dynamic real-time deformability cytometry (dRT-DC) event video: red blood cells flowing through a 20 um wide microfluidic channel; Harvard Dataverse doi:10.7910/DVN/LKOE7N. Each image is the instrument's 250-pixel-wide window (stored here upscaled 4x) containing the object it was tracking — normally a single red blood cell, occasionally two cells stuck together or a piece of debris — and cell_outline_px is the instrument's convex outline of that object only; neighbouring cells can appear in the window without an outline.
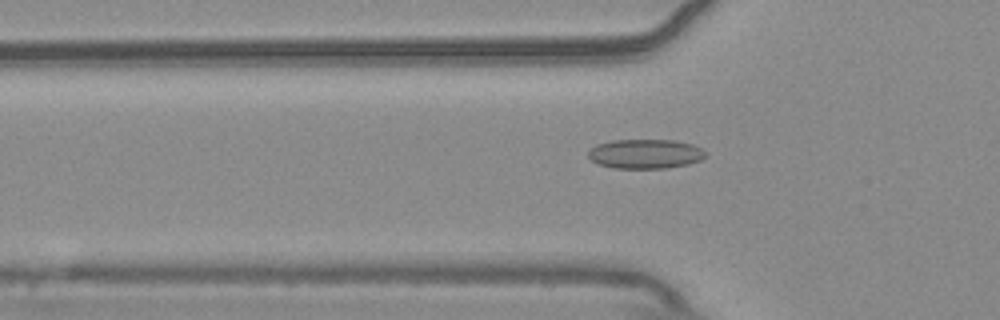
{"species": "common noctule bat (a hibernating species)", "species_latin": "Nyctalus noctula", "temperature_condition": "warm", "stored_images_in_passage": 55, "camera_frame_rate_fps": 3000, "um_per_image_px": 0.085, "animal": {"sex": "male", "body_mass_g": 20.4}, "frame": {"image": 1, "passage_image": 18, "time_ms": 5.667, "image_size_px": [1000, 320], "cell_outline_px": [[708, 152], [700, 160], [688, 164], [664, 168], [612, 168], [600, 164], [592, 160], [588, 156], [588, 152], [596, 144], [612, 140], [672, 140], [692, 144]], "centroid_in_image_um": [54.85, 13.07], "position_along_channel_um": 71.0, "area_um2": 20.0}}
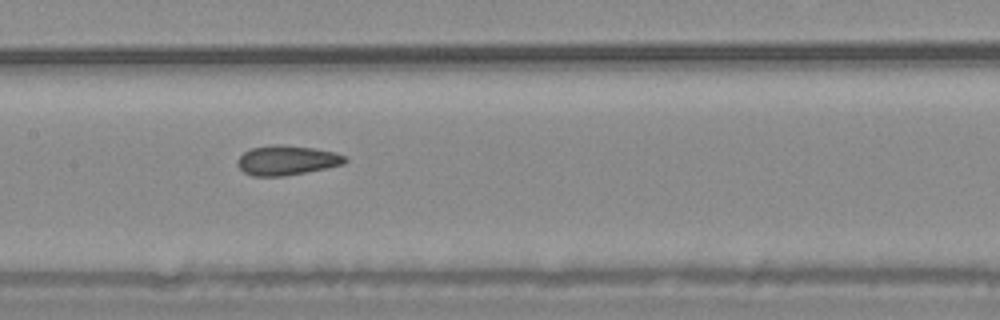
{"frame": {"image": 2, "passage_image": 27, "time_ms": 8.667, "image_size_px": [1000, 320], "cell_outline_px": [[348, 160], [344, 164], [284, 176], [252, 176], [244, 172], [236, 164], [236, 160], [244, 152], [252, 148], [276, 144], [280, 144], [312, 148], [336, 152], [344, 156]], "centroid_in_image_um": [24.35, 13.62], "position_along_channel_um": 183.0, "area_um2": 18.44}}
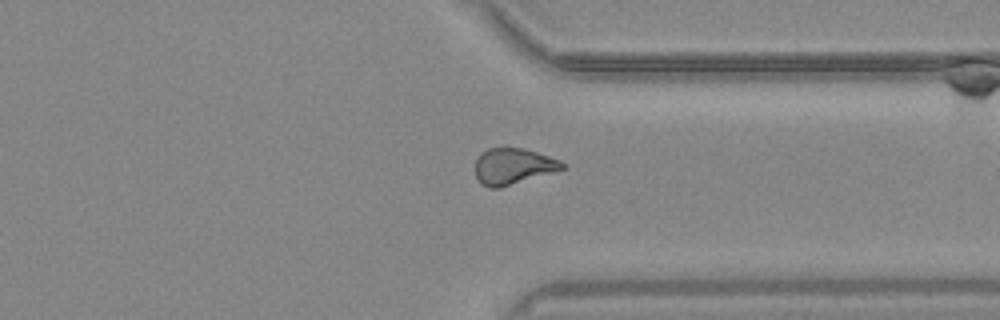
{"frame": {"image": 3, "passage_image": 42, "time_ms": 13.667, "image_size_px": [1000, 320], "cell_outline_px": [[568, 168], [500, 188], [488, 188], [480, 184], [476, 176], [476, 160], [488, 148], [504, 144], [524, 148], [560, 160], [568, 164]], "centroid_in_image_um": [43.65, 14.11], "position_along_channel_um": 367.8, "area_um2": 18.96}, "authors_computed_cell_mechanics": {"area_um2": 18.9006, "velocity_mm_per_s": 3.7069, "shape_relaxation_time_tau1_ms": null, "shape_relaxation_time_tau2_ms": 2.0247, "deformation_change_tau1": null, "deformation_change_tau2": 0.0678}}